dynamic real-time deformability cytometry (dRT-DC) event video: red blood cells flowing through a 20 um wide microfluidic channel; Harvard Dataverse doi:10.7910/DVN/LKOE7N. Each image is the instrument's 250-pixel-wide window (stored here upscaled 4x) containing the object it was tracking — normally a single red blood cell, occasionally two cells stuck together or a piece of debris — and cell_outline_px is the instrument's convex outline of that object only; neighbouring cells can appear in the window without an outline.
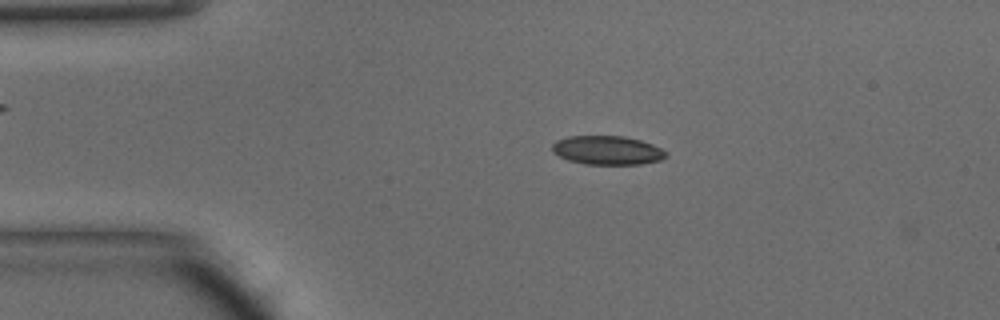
{"species": "common noctule bat (a hibernating species)", "species_latin": "Nyctalus noctula", "temperature_condition": "warm", "stored_images_in_passage": 47, "camera_frame_rate_fps": 3000, "um_per_image_px": 0.085, "animal": {"sex": "male", "body_mass_g": 15.6}, "frame": {"image": 1, "passage_image": 9, "time_ms": 2.667, "image_size_px": [1000, 320], "cell_outline_px": [[668, 156], [660, 160], [640, 164], [584, 164], [568, 160], [552, 152], [552, 144], [556, 140], [568, 136], [624, 136], [640, 140], [652, 144], [668, 152]], "centroid_in_image_um": [51.62, 12.77], "position_along_channel_um": 33.4, "area_um2": 19.19}}
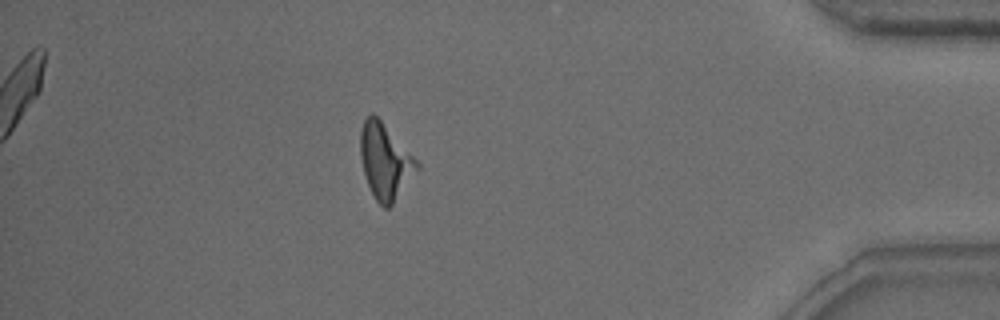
{"frame": {"image": 2, "passage_image": 41, "time_ms": 13.333, "image_size_px": [1000, 320], "cell_outline_px": [[420, 168], [392, 204], [388, 208], [384, 208], [376, 200], [368, 184], [364, 172], [360, 156], [360, 132], [364, 120], [372, 112], [380, 120], [420, 164]], "centroid_in_image_um": [32.73, 13.72], "position_along_channel_um": 402.5, "area_um2": 24.28}}